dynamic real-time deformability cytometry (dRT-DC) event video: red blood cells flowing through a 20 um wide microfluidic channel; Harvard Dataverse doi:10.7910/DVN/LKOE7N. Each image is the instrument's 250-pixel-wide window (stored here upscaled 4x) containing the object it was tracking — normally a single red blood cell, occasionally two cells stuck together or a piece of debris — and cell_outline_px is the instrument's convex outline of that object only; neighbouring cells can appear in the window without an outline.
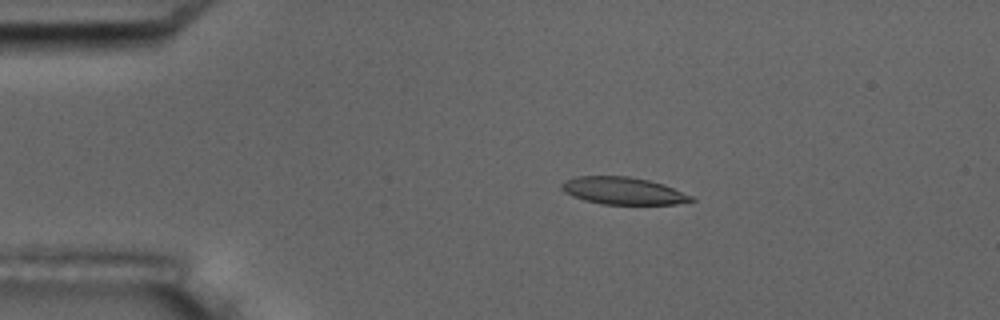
{"species": "common noctule bat (a hibernating species)", "species_latin": "Nyctalus noctula", "temperature_condition": "room temperature", "stored_images_in_passage": 6, "camera_frame_rate_fps": 3000, "um_per_image_px": 0.085, "animal": {"sex": "male", "body_mass_g": 17.5, "forearm_length_mm": 52.3}, "frame": {"image": 1, "passage_image": 4, "time_ms": 3.333, "image_size_px": [1000, 320], "cell_outline_px": [[696, 200], [676, 204], [600, 204], [584, 200], [572, 196], [564, 192], [560, 188], [560, 184], [564, 180], [576, 176], [628, 176], [648, 180], [664, 184], [696, 196]], "centroid_in_image_um": [52.98, 16.22], "position_along_channel_um": 32.0, "area_um2": 20.92}}
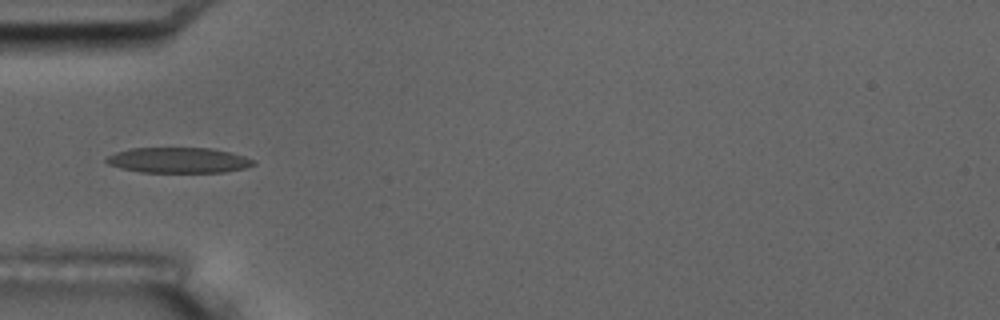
{"frame": {"image": 2, "passage_image": 6, "time_ms": 5.667, "image_size_px": [1000, 320], "cell_outline_px": [[256, 164], [244, 168], [224, 172], [140, 172], [120, 168], [108, 164], [104, 160], [108, 156], [116, 152], [132, 148], [212, 148], [244, 156], [256, 160]], "centroid_in_image_um": [15.17, 13.62], "position_along_channel_um": 69.8, "area_um2": 21.79}}